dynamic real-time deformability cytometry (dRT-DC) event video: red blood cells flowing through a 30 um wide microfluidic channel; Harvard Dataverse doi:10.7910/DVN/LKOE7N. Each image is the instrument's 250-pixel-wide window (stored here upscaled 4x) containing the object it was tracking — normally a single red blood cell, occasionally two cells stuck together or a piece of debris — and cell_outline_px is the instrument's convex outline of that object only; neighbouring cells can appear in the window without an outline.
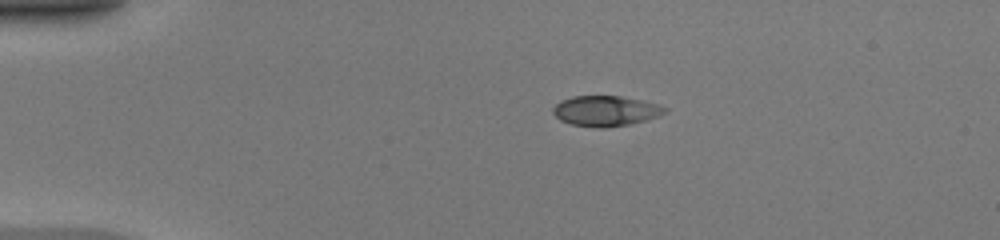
{"species": "common noctule bat (a hibernating species)", "species_latin": "Nyctalus noctula", "temperature_condition": "warm", "stored_images_in_passage": 40, "camera_frame_rate_fps": 3000, "um_per_image_px": 0.085, "animal": {"sex": "female", "body_mass_g": 20.0, "forearm_length_mm": 54.0}, "frame": {"image": 1, "passage_image": 1, "time_ms": 0.0, "image_size_px": [1000, 240], "cell_outline_px": [[668, 112], [660, 116], [628, 124], [604, 128], [596, 128], [572, 124], [560, 120], [552, 112], [552, 108], [560, 100], [572, 96], [620, 96], [660, 104], [668, 108]], "centroid_in_image_um": [51.49, 9.42], "position_along_channel_um": 33.5, "area_um2": 19.88}}
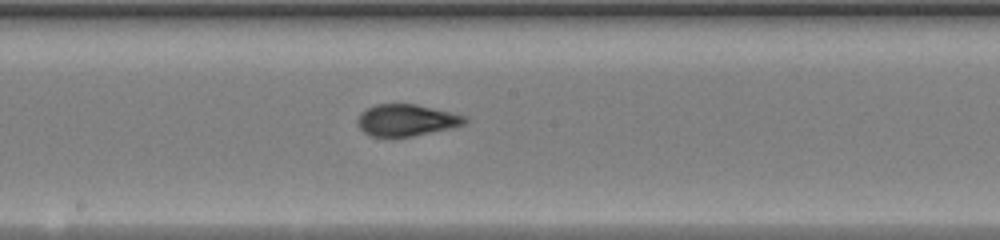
{"frame": {"image": 2, "passage_image": 18, "time_ms": 5.667, "image_size_px": [1000, 240], "cell_outline_px": [[468, 120], [464, 124], [452, 128], [412, 136], [372, 136], [364, 132], [356, 124], [356, 120], [360, 112], [376, 104], [416, 104], [468, 116]], "centroid_in_image_um": [34.55, 10.2], "position_along_channel_um": 213.7, "area_um2": 19.83}}
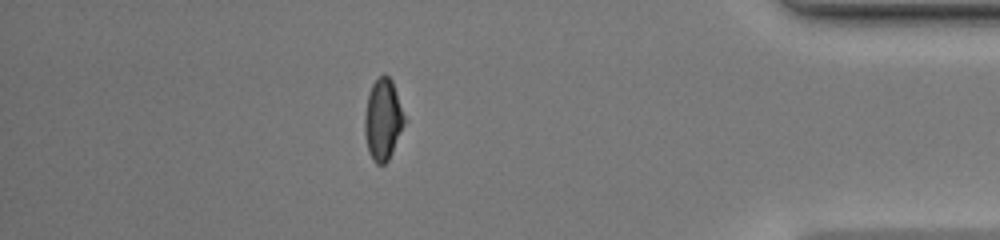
{"frame": {"image": 3, "passage_image": 34, "time_ms": 11.0, "image_size_px": [1000, 240], "cell_outline_px": [[408, 120], [388, 160], [384, 164], [376, 164], [372, 160], [368, 152], [364, 132], [364, 116], [368, 92], [372, 84], [384, 72], [392, 80]], "centroid_in_image_um": [32.57, 10.15], "position_along_channel_um": 402.6, "area_um2": 19.42}, "authors_computed_cell_mechanics": {"area_um2": 19.8543, "velocity_mm_per_s": 4.2053, "shape_relaxation_time_tau1_ms": 5.2544, "shape_relaxation_time_tau2_ms": null, "deformation_change_tau1": 0.2144, "deformation_change_tau2": null}}